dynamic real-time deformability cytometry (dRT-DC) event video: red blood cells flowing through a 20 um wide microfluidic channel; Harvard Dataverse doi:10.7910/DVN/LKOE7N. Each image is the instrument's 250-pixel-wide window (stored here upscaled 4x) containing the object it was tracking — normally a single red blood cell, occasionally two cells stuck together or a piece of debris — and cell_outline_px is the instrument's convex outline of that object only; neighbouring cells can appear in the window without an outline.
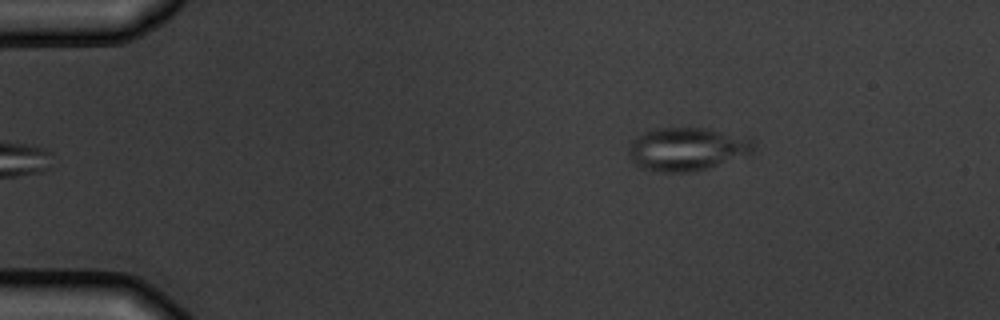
{"species": "common noctule bat (a hibernating species)", "species_latin": "Nyctalus noctula", "temperature_condition": "warm", "stored_images_in_passage": 6, "camera_frame_rate_fps": 3000, "um_per_image_px": 0.085, "animal": {"sex": "male", "body_mass_g": 19.5, "forearm_length_mm": 54.6}, "frame": {"image": 1, "passage_image": 6, "time_ms": 6.0, "image_size_px": [1000, 320], "cell_outline_px": [[756, 148], [752, 152], [708, 168], [692, 172], [664, 172], [640, 168], [628, 156], [628, 148], [632, 140], [636, 136], [644, 132], [656, 128], [708, 128], [752, 136], [756, 140]], "centroid_in_image_um": [58.44, 12.64], "position_along_channel_um": 26.6, "area_um2": 31.96}}